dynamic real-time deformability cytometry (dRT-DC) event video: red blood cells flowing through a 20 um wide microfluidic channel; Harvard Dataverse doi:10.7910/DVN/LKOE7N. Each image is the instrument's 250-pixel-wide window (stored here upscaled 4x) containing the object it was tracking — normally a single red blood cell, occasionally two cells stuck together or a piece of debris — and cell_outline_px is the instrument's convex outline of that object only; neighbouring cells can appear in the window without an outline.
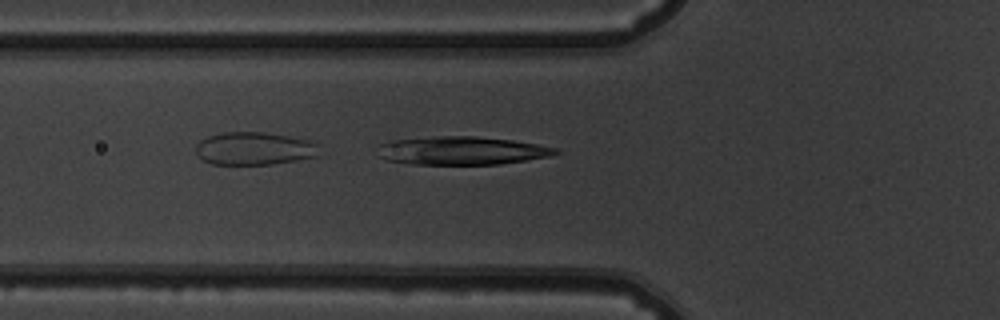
{"species": "common noctule bat (a hibernating species)", "species_latin": "Nyctalus noctula", "temperature_condition": "warm", "stored_images_in_passage": 52, "camera_frame_rate_fps": 3000, "um_per_image_px": 0.085, "animal": {"sex": "male", "body_mass_g": 19.5, "forearm_length_mm": 54.6}, "frame": {"image": 1, "passage_image": 19, "time_ms": 6.0, "image_size_px": [1000, 320], "cell_outline_px": [[560, 152], [548, 156], [500, 164], [412, 164], [388, 160], [380, 156], [380, 144], [392, 140], [436, 136], [476, 136], [512, 140], [536, 144], [556, 148]], "centroid_in_image_um": [39.25, 12.8], "position_along_channel_um": 86.6, "area_um2": 28.9}}
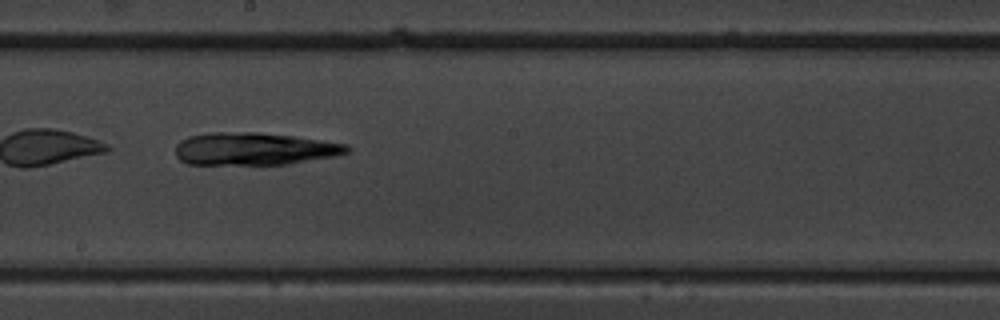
{"frame": {"image": 2, "passage_image": 30, "time_ms": 9.667, "image_size_px": [1000, 320], "cell_outline_px": [[352, 148], [348, 152], [336, 156], [288, 164], [188, 164], [180, 160], [176, 156], [176, 144], [180, 140], [188, 136], [212, 132], [256, 132], [292, 136], [348, 144]], "centroid_in_image_um": [21.61, 12.65], "position_along_channel_um": 226.6, "area_um2": 32.6}}
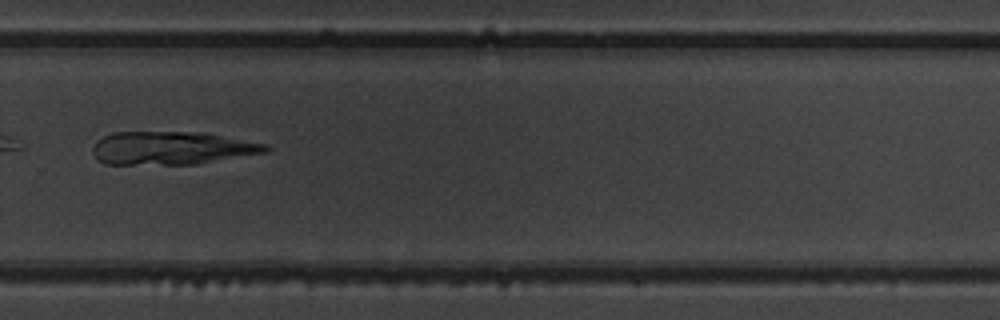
{"frame": {"image": 3, "passage_image": 37, "time_ms": 12.0, "image_size_px": [1000, 320], "cell_outline_px": [[272, 148], [268, 152], [196, 164], [104, 164], [92, 152], [92, 148], [96, 140], [112, 132], [204, 132], [268, 144]], "centroid_in_image_um": [14.63, 12.58], "position_along_channel_um": 315.2, "area_um2": 33.58}}